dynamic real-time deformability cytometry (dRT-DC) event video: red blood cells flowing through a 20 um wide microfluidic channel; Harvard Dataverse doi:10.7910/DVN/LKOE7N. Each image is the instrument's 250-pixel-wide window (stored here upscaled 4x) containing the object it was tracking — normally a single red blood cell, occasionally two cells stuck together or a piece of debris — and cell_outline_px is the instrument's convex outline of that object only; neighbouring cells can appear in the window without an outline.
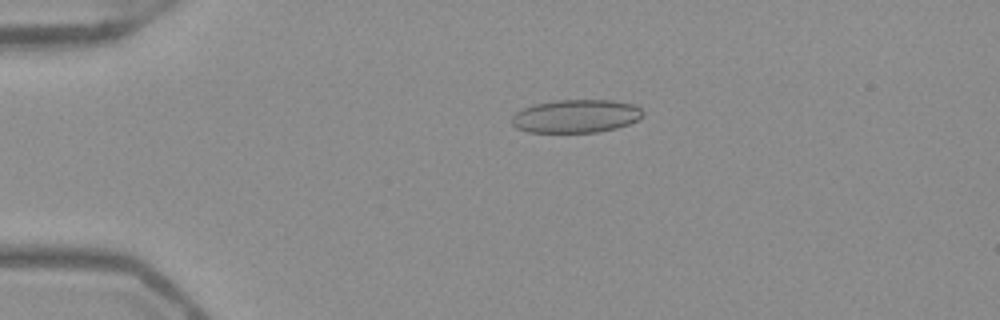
{"species": "Egyptian fruit bat (a non-hibernating species)", "species_latin": "Rousettus aegyptiacus", "temperature_condition": "warm", "stored_images_in_passage": 52, "camera_frame_rate_fps": 3000, "um_per_image_px": 0.085, "frame": {"image": 1, "passage_image": 12, "time_ms": 3.667, "image_size_px": [1000, 320], "cell_outline_px": [[644, 116], [628, 124], [616, 128], [596, 132], [528, 132], [516, 128], [512, 124], [512, 116], [516, 112], [524, 108], [536, 104], [556, 100], [612, 100], [632, 104], [640, 108], [644, 112]], "centroid_in_image_um": [48.96, 9.87], "position_along_channel_um": 36.0, "area_um2": 25.26}}
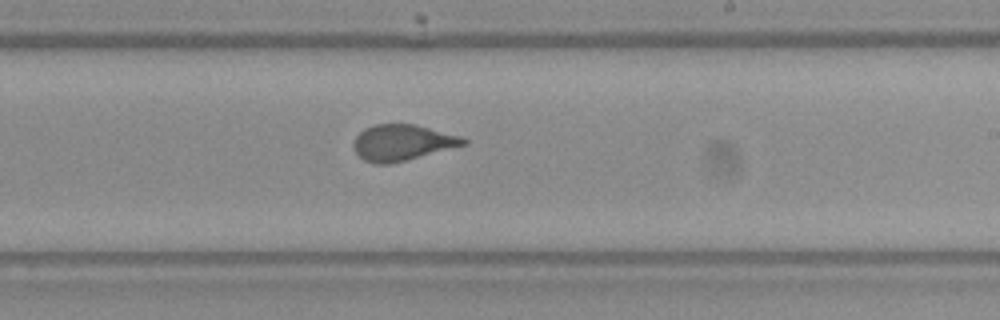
{"frame": {"image": 2, "passage_image": 32, "time_ms": 10.333, "image_size_px": [1000, 320], "cell_outline_px": [[468, 144], [388, 164], [372, 164], [364, 160], [352, 148], [352, 144], [356, 136], [364, 128], [372, 124], [416, 124], [460, 136], [468, 140]], "centroid_in_image_um": [34.16, 12.11], "position_along_channel_um": 254.8, "area_um2": 23.0}}
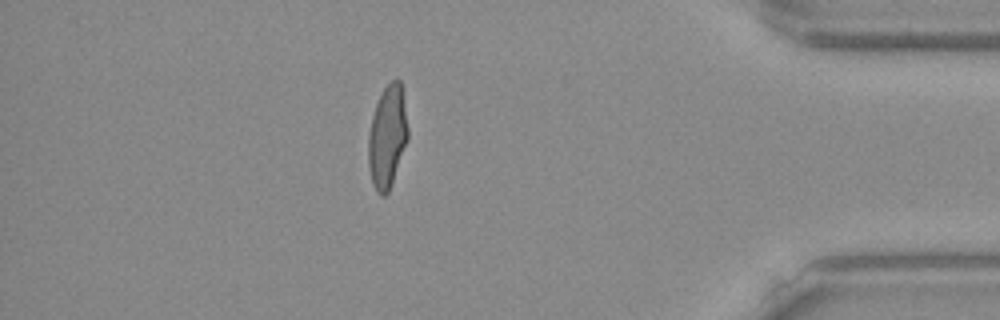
{"frame": {"image": 3, "passage_image": 46, "time_ms": 15.0, "image_size_px": [1000, 320], "cell_outline_px": [[408, 140], [388, 192], [384, 196], [380, 196], [376, 192], [372, 184], [368, 164], [368, 136], [372, 116], [376, 104], [384, 88], [392, 80], [400, 80], [408, 128]], "centroid_in_image_um": [32.91, 11.66], "position_along_channel_um": 402.3, "area_um2": 23.47}}